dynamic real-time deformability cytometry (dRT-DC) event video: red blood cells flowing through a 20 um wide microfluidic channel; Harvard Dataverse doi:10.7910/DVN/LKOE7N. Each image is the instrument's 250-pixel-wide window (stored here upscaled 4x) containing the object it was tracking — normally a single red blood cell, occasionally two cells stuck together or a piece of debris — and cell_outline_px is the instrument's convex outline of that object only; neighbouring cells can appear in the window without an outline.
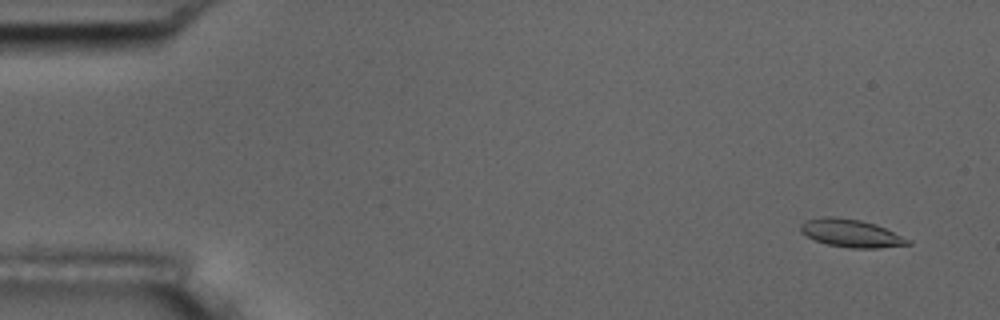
{"species": "common noctule bat (a hibernating species)", "species_latin": "Nyctalus noctula", "temperature_condition": "room temperature", "stored_images_in_passage": 56, "camera_frame_rate_fps": 3000, "um_per_image_px": 0.085, "animal": {"sex": "male", "body_mass_g": 17.5, "forearm_length_mm": 52.3}, "frame": {"image": 1, "passage_image": 4, "time_ms": 1.0, "image_size_px": [1000, 320], "cell_outline_px": [[912, 244], [880, 248], [848, 248], [828, 244], [816, 240], [800, 232], [800, 224], [808, 220], [824, 216], [836, 216], [860, 220], [876, 224], [912, 240]], "centroid_in_image_um": [72.37, 19.82], "position_along_channel_um": 12.6, "area_um2": 17.46}}
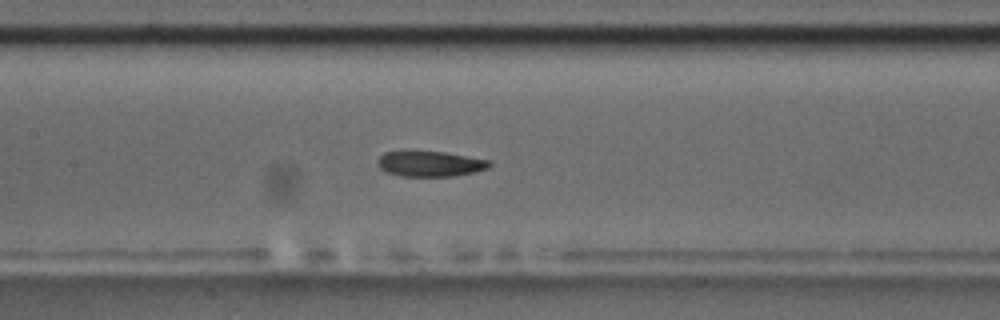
{"frame": {"image": 2, "passage_image": 27, "time_ms": 8.667, "image_size_px": [1000, 320], "cell_outline_px": [[492, 164], [488, 168], [476, 172], [452, 176], [400, 176], [384, 172], [380, 168], [376, 160], [384, 152], [444, 152], [492, 160]], "centroid_in_image_um": [36.58, 13.93], "position_along_channel_um": 170.8, "area_um2": 16.59}}
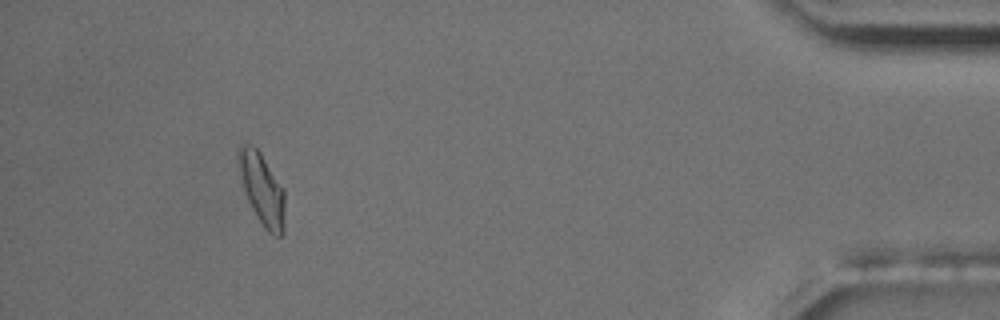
{"frame": {"image": 3, "passage_image": 52, "time_ms": 17.0, "image_size_px": [1000, 320], "cell_outline_px": [[284, 232], [280, 236], [276, 236], [268, 232], [264, 228], [256, 216], [248, 200], [236, 164], [236, 152], [240, 144], [244, 140], [252, 144], [260, 152], [284, 188]], "centroid_in_image_um": [22.24, 16.0], "position_along_channel_um": 413.0, "area_um2": 19.77}, "authors_computed_cell_mechanics": {"area_um2": 17.2244, "velocity_mm_per_s": 3.6394, "shape_relaxation_time_tau1_ms": 5.2855, "shape_relaxation_time_tau2_ms": 2.8133, "deformation_change_tau1": 0.141, "deformation_change_tau2": 0.0855}}